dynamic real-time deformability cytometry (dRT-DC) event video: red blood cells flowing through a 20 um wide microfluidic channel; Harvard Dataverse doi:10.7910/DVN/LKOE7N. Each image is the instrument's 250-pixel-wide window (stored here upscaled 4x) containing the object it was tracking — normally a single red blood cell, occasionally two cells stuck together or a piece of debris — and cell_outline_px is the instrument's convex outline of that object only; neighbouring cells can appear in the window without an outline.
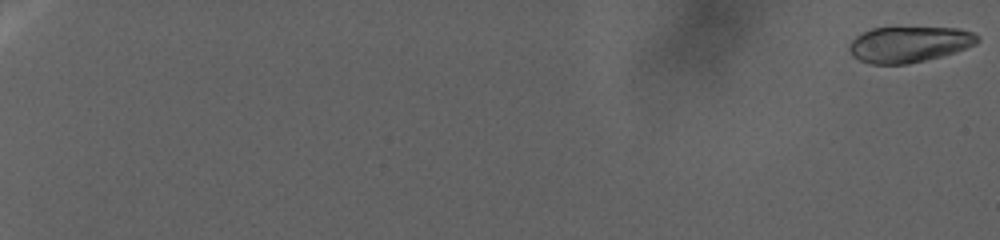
{"species": "human", "species_latin": "Homo sapiens", "temperature_condition": "warm", "stored_images_in_passage": 142, "camera_frame_rate_fps": 3000, "um_per_image_px": 0.085, "donor": {"sex": "female"}, "frame": {"image": 1, "passage_image": 2, "time_ms": 0.333, "image_size_px": [1000, 240], "cell_outline_px": [[980, 40], [976, 44], [940, 56], [908, 64], [872, 64], [860, 60], [852, 56], [848, 48], [852, 40], [856, 36], [872, 28], [960, 28], [972, 32], [980, 36]], "centroid_in_image_um": [77.26, 3.76], "position_along_channel_um": 7.7, "area_um2": 26.53}}
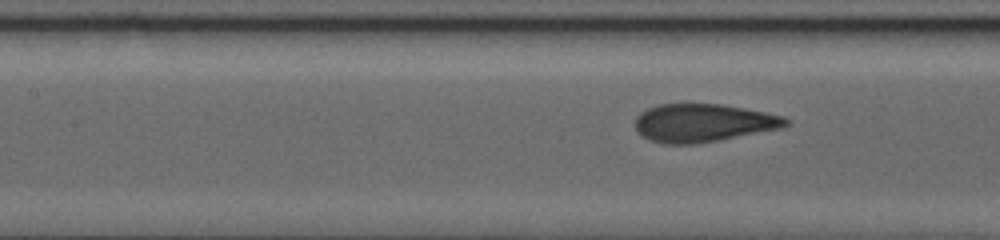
{"frame": {"image": 2, "passage_image": 74, "time_ms": 28.333, "image_size_px": [1000, 240], "cell_outline_px": [[792, 124], [784, 128], [716, 140], [692, 144], [664, 144], [640, 136], [636, 132], [636, 116], [640, 112], [648, 108], [660, 104], [724, 104], [784, 116], [792, 120]], "centroid_in_image_um": [59.8, 10.44], "position_along_channel_um": 147.6, "area_um2": 33.58}}
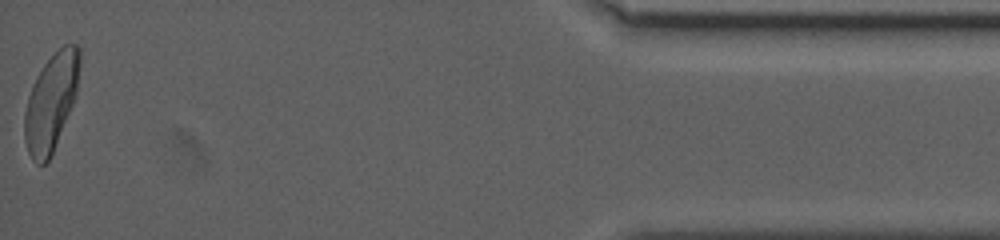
{"frame": {"image": 3, "passage_image": 142, "time_ms": 51.333, "image_size_px": [1000, 240], "cell_outline_px": [[80, 64], [76, 96], [52, 152], [48, 160], [44, 164], [36, 164], [32, 160], [28, 152], [24, 140], [24, 112], [28, 96], [32, 84], [36, 76], [44, 64], [64, 44], [76, 44], [80, 48]], "centroid_in_image_um": [4.33, 8.67], "position_along_channel_um": 430.9, "area_um2": 30.98}}